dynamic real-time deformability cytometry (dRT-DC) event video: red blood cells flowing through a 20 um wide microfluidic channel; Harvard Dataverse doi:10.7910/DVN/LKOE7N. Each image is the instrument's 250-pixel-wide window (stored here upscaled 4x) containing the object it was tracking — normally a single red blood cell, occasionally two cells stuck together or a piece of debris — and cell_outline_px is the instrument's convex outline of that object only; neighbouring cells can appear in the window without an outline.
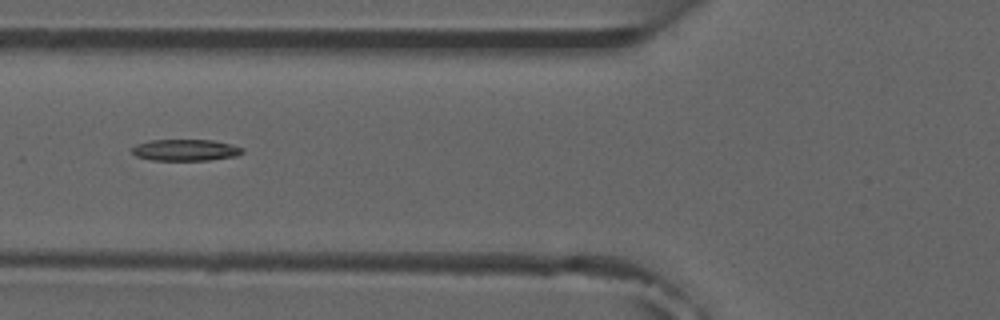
{"species": "common noctule bat (a hibernating species)", "species_latin": "Nyctalus noctula", "temperature_condition": "room temperature", "stored_images_in_passage": 2, "camera_frame_rate_fps": 3000, "um_per_image_px": 0.085, "animal": {"sex": "male", "forearm_length_mm": 52.5}, "frame": {"image": 1, "passage_image": 2, "time_ms": 1.333, "image_size_px": [1000, 320], "cell_outline_px": [[244, 152], [236, 156], [208, 160], [152, 160], [136, 156], [132, 152], [132, 148], [136, 144], [148, 140], [212, 140], [244, 148]], "centroid_in_image_um": [15.75, 12.75], "position_along_channel_um": 110.1, "area_um2": 13.76}}